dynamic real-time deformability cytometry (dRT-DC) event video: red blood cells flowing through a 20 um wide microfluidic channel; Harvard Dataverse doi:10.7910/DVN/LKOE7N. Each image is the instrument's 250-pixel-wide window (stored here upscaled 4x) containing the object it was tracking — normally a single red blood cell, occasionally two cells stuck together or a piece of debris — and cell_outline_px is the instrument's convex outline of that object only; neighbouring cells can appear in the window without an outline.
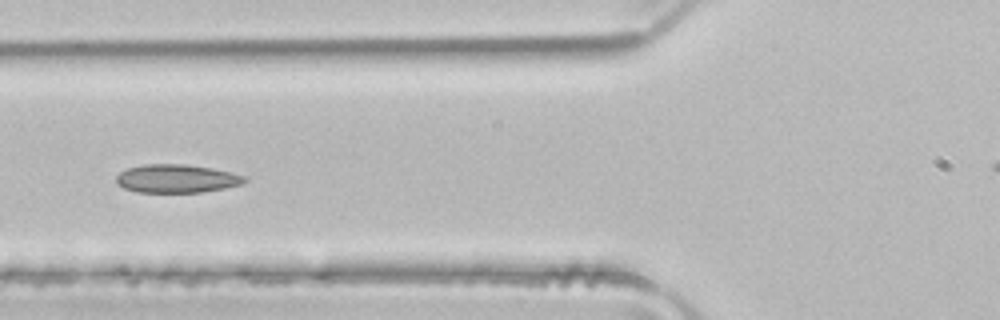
{"species": "common noctule bat (a hibernating species)", "species_latin": "Nyctalus noctula", "temperature_condition": "room temperature", "stored_images_in_passage": 5, "camera_frame_rate_fps": 3000, "um_per_image_px": 0.085, "animal": {"sex": "male", "body_mass_g": 21.5, "forearm_length_mm": 52.0}, "frame": {"image": 1, "passage_image": 5, "time_ms": 1.333, "image_size_px": [1000, 320], "cell_outline_px": [[248, 180], [244, 184], [224, 188], [200, 192], [136, 192], [124, 188], [116, 184], [116, 176], [120, 172], [128, 168], [144, 164], [184, 164], [212, 168], [248, 176]], "centroid_in_image_um": [15.03, 15.18], "position_along_channel_um": 110.8, "area_um2": 21.33}}